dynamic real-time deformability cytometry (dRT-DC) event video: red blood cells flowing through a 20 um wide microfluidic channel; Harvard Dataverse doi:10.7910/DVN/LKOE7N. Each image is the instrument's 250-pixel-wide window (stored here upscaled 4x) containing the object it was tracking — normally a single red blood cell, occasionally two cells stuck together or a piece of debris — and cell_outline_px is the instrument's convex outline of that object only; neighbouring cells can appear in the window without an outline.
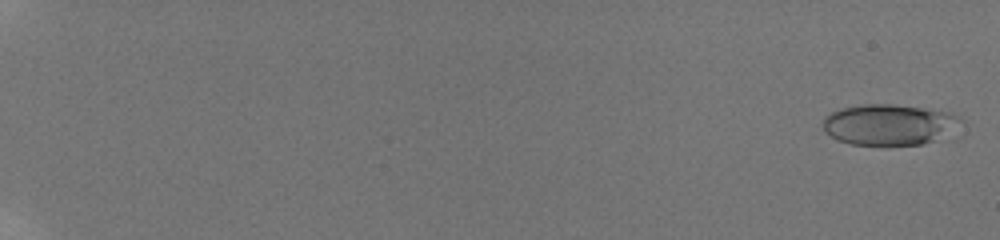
{"species": "human", "species_latin": "Homo sapiens", "temperature_condition": "room temperature", "stored_images_in_passage": 59, "camera_frame_rate_fps": 3000, "um_per_image_px": 0.085, "donor": {"sex": "male"}, "frame": {"image": 1, "passage_image": 2, "time_ms": 0.333, "image_size_px": [1000, 240], "cell_outline_px": [[964, 120], [956, 136], [952, 140], [924, 144], [852, 144], [836, 140], [824, 132], [824, 116], [840, 108], [860, 104], [892, 104], [952, 112], [960, 116]], "centroid_in_image_um": [75.76, 10.61], "position_along_channel_um": 9.2, "area_um2": 34.1}}
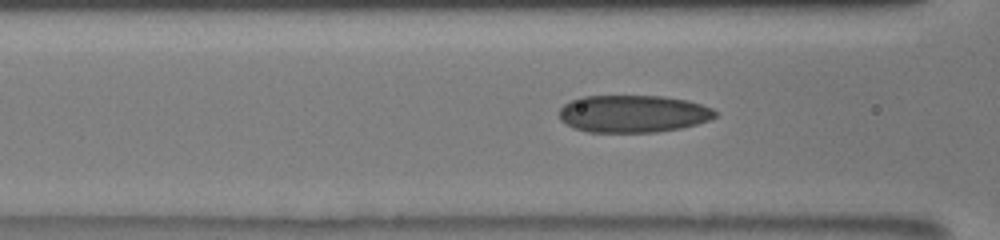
{"frame": {"image": 2, "passage_image": 29, "time_ms": 9.333, "image_size_px": [1000, 240], "cell_outline_px": [[716, 116], [708, 120], [696, 124], [680, 128], [656, 132], [588, 132], [572, 128], [560, 120], [560, 108], [564, 104], [580, 96], [664, 96], [688, 100], [712, 108], [716, 112]], "centroid_in_image_um": [53.78, 9.67], "position_along_channel_um": 112.8, "area_um2": 34.04}}
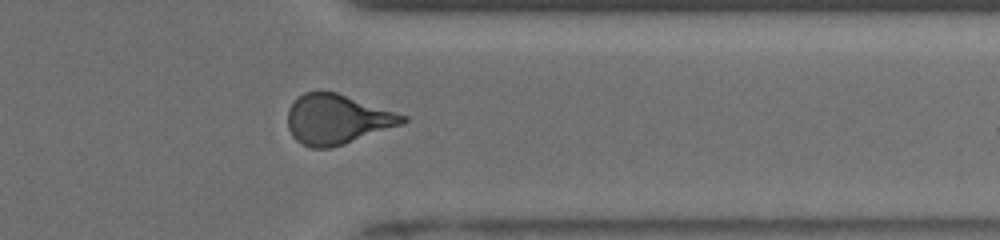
{"frame": {"image": 3, "passage_image": 50, "time_ms": 16.333, "image_size_px": [1000, 240], "cell_outline_px": [[408, 120], [404, 124], [344, 144], [328, 148], [312, 148], [300, 144], [292, 136], [288, 128], [288, 108], [304, 92], [320, 88], [336, 92], [408, 116]], "centroid_in_image_um": [28.64, 10.12], "position_along_channel_um": 382.8, "area_um2": 33.7}, "authors_computed_cell_mechanics": {"area_um2": 32.8882, "velocity_mm_per_s": 3.8666, "shape_relaxation_time_tau1_ms": 6.1463, "shape_relaxation_time_tau2_ms": 1.3469, "deformation_change_tau1": 0.1641, "deformation_change_tau2": 0.0731}}